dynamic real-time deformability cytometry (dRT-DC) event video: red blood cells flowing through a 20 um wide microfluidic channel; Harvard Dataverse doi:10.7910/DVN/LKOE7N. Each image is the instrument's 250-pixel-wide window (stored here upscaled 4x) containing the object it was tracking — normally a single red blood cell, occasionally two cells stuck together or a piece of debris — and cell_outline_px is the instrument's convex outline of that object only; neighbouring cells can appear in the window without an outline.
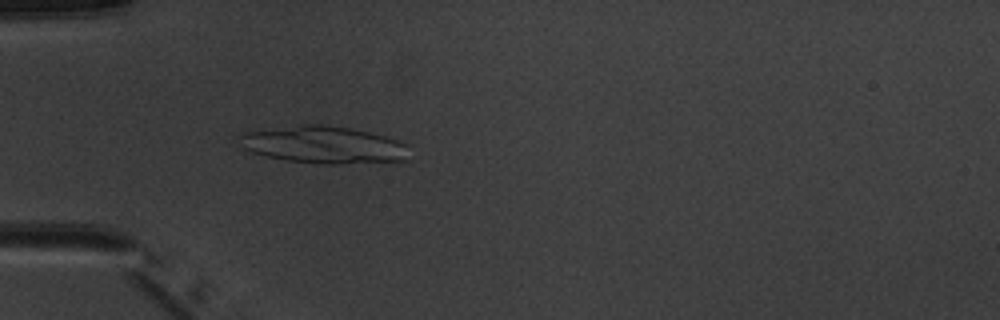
{"species": "common noctule bat (a hibernating species)", "species_latin": "Nyctalus noctula", "temperature_condition": "warm", "stored_images_in_passage": 4, "camera_frame_rate_fps": 3000, "um_per_image_px": 0.085, "animal": {"sex": "male", "body_mass_g": 20.1, "forearm_length_mm": 53.5}, "frame": {"image": 1, "passage_image": 4, "time_ms": 3.667, "image_size_px": [1000, 320], "cell_outline_px": [[408, 160], [336, 164], [320, 164], [288, 160], [264, 156], [252, 152], [244, 148], [236, 136], [244, 132], [300, 124], [320, 124], [348, 128], [368, 132], [384, 136], [396, 140], [404, 144]], "centroid_in_image_um": [27.43, 12.3], "position_along_channel_um": 57.6, "area_um2": 36.53}}